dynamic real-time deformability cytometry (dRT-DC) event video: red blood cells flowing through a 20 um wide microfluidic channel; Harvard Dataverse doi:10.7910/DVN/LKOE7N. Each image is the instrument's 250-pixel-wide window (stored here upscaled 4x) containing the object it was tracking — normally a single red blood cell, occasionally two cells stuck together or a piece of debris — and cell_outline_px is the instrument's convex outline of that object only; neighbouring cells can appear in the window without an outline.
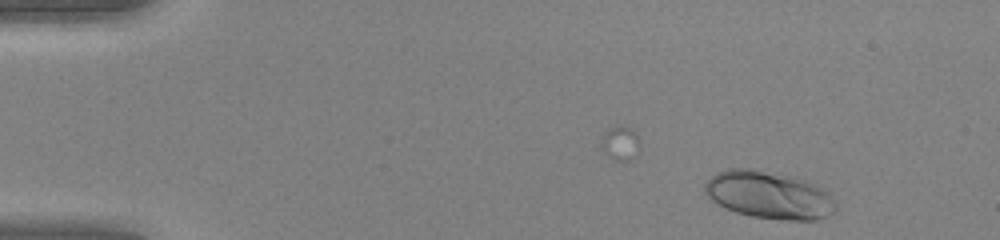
{"species": "human", "species_latin": "Homo sapiens", "temperature_condition": "warm", "stored_images_in_passage": 41, "camera_frame_rate_fps": 3000, "um_per_image_px": 0.085, "donor": {"sex": "female"}, "frame": {"image": 1, "passage_image": 1, "time_ms": 0.0, "image_size_px": [1000, 240], "cell_outline_px": [[836, 208], [832, 212], [816, 220], [784, 220], [752, 216], [736, 212], [712, 200], [704, 192], [704, 184], [716, 172], [728, 168], [752, 168], [796, 176], [816, 184], [836, 200]], "centroid_in_image_um": [65.37, 16.55], "position_along_channel_um": 19.6, "area_um2": 36.36}}
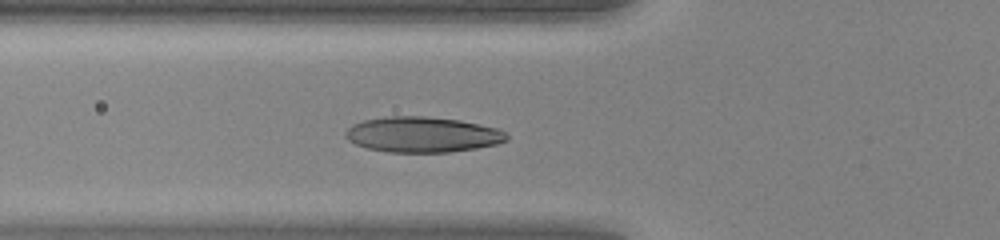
{"frame": {"image": 2, "passage_image": 14, "time_ms": 4.333, "image_size_px": [1000, 240], "cell_outline_px": [[508, 140], [496, 144], [476, 148], [448, 152], [388, 152], [368, 148], [356, 144], [348, 140], [344, 136], [344, 132], [352, 124], [364, 120], [384, 116], [424, 116], [460, 120], [496, 128], [504, 132], [508, 136]], "centroid_in_image_um": [35.87, 11.43], "position_along_channel_um": 89.9, "area_um2": 33.29}}
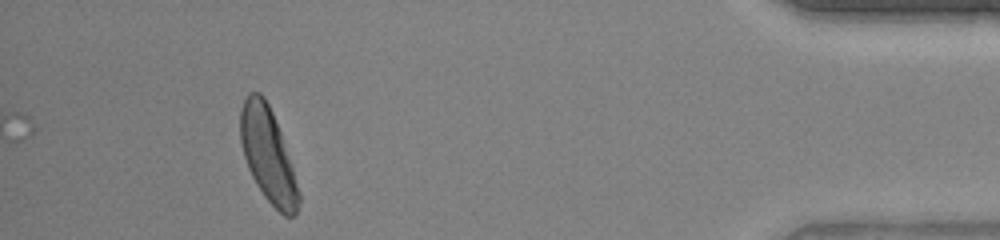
{"frame": {"image": 3, "passage_image": 41, "time_ms": 13.333, "image_size_px": [1000, 240], "cell_outline_px": [[300, 200], [296, 212], [292, 216], [284, 216], [264, 196], [256, 184], [248, 168], [244, 156], [240, 140], [240, 108], [248, 92], [260, 92], [264, 96], [272, 112], [280, 132], [300, 192]], "centroid_in_image_um": [22.75, 13.15], "position_along_channel_um": 412.4, "area_um2": 31.56}, "authors_computed_cell_mechanics": {"area_um2": 32.4836, "velocity_mm_per_s": 4.1923, "shape_relaxation_time_tau1_ms": 2.8081, "shape_relaxation_time_tau2_ms": null, "deformation_change_tau1": 0.1879, "deformation_change_tau2": null}}